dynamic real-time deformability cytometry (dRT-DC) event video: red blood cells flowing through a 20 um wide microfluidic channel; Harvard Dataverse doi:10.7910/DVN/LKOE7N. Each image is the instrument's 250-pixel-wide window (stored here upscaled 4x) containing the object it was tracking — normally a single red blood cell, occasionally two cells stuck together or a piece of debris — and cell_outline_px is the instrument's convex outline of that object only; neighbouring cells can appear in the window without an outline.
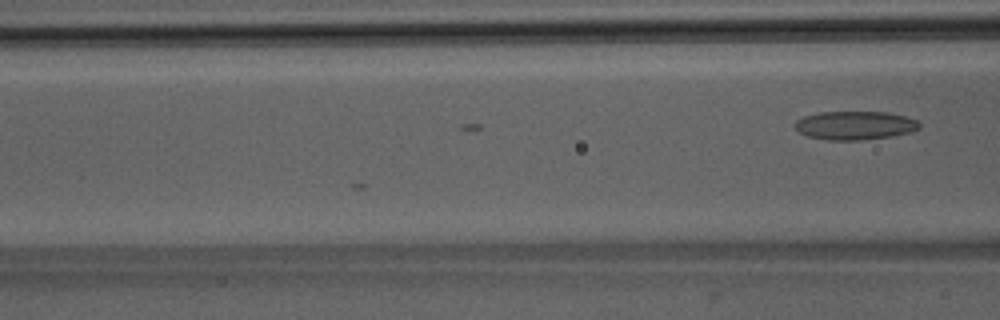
{"species": "Egyptian fruit bat (a non-hibernating species)", "species_latin": "Rousettus aegyptiacus", "temperature_condition": "room temperature", "stored_images_in_passage": 3, "camera_frame_rate_fps": 3000, "um_per_image_px": 0.085, "animal": {"sex": "male"}, "frame": {"image": 1, "passage_image": 3, "time_ms": 0.667, "image_size_px": [1000, 320], "cell_outline_px": [[920, 128], [908, 132], [892, 136], [860, 140], [828, 140], [808, 136], [800, 132], [792, 124], [796, 120], [804, 116], [820, 112], [888, 112], [904, 116], [916, 120], [920, 124]], "centroid_in_image_um": [72.64, 10.65], "position_along_channel_um": 94.0, "area_um2": 20.63}}